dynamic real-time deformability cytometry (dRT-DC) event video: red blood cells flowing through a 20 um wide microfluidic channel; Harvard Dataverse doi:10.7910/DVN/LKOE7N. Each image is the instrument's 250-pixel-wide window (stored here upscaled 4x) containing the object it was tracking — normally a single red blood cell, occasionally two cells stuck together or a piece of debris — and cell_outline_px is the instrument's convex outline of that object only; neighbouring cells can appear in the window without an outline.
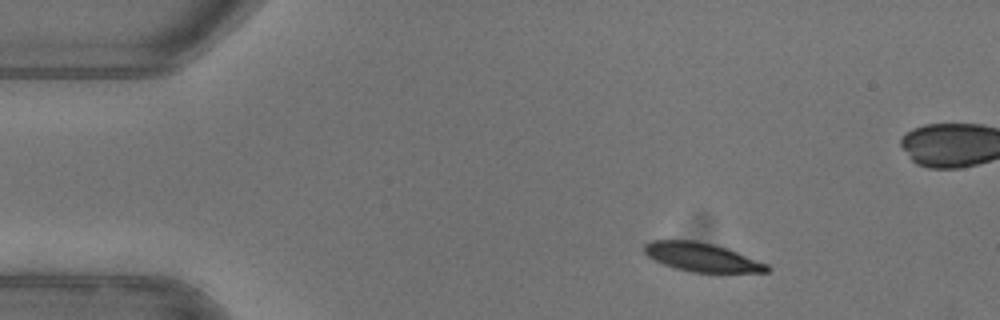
{"species": "common noctule bat (a hibernating species)", "species_latin": "Nyctalus noctula", "temperature_condition": "warm", "stored_images_in_passage": 46, "camera_frame_rate_fps": 3000, "um_per_image_px": 0.085, "animal": {"sex": "female"}, "frame": {"image": 1, "passage_image": 1, "time_ms": 0.0, "image_size_px": [1000, 320], "cell_outline_px": [[772, 268], [768, 272], [688, 272], [672, 268], [652, 260], [644, 252], [644, 244], [652, 240], [692, 240], [716, 244], [728, 248], [768, 264]], "centroid_in_image_um": [59.64, 21.86], "position_along_channel_um": 25.4, "area_um2": 20.87}, "authors_computed_cell_mechanics": {"area_um2": 23.2067, "velocity_mm_per_s": 3.9483, "shape_relaxation_time_tau1_ms": 2.6962, "shape_relaxation_time_tau2_ms": 5.7218, "deformation_change_tau1": 0.1314, "deformation_change_tau2": 0.0767}}